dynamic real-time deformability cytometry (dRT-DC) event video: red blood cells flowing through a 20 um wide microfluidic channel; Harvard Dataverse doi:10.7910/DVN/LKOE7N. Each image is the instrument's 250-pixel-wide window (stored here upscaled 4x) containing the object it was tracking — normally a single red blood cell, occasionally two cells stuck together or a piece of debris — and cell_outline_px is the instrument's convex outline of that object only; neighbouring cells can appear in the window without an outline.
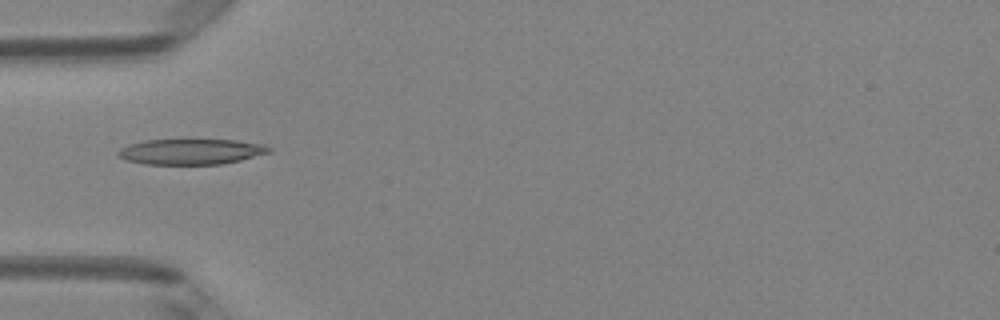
{"species": "Egyptian fruit bat (a non-hibernating species)", "species_latin": "Rousettus aegyptiacus", "temperature_condition": "room temperature", "stored_images_in_passage": 4, "camera_frame_rate_fps": 3000, "um_per_image_px": 0.085, "animal": {"sex": "female"}, "frame": {"image": 1, "passage_image": 3, "time_ms": 0.667, "image_size_px": [1000, 320], "cell_outline_px": [[272, 152], [240, 160], [220, 164], [144, 164], [124, 160], [116, 156], [116, 152], [120, 148], [128, 144], [144, 140], [184, 136], [236, 140], [264, 144], [272, 148]], "centroid_in_image_um": [16.19, 12.83], "position_along_channel_um": 68.8, "area_um2": 23.99}}
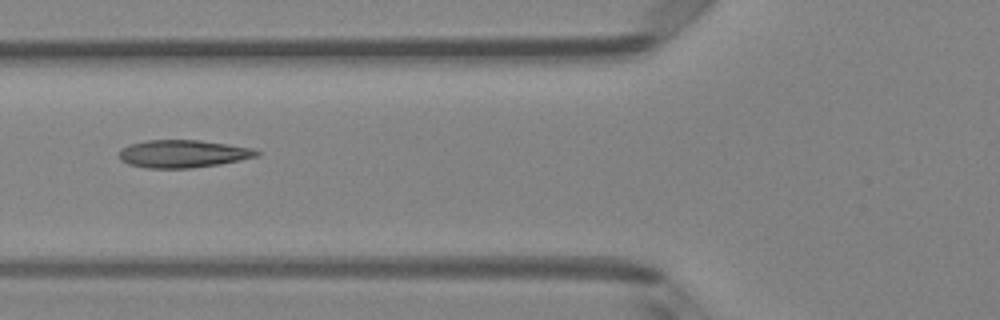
{"frame": {"image": 2, "passage_image": 4, "time_ms": 1.0, "image_size_px": [1000, 320], "cell_outline_px": [[260, 156], [220, 164], [192, 168], [148, 168], [128, 164], [120, 160], [120, 148], [144, 140], [200, 140], [228, 144], [252, 148], [260, 152]], "centroid_in_image_um": [15.57, 13.07], "position_along_channel_um": 110.2, "area_um2": 22.25}}